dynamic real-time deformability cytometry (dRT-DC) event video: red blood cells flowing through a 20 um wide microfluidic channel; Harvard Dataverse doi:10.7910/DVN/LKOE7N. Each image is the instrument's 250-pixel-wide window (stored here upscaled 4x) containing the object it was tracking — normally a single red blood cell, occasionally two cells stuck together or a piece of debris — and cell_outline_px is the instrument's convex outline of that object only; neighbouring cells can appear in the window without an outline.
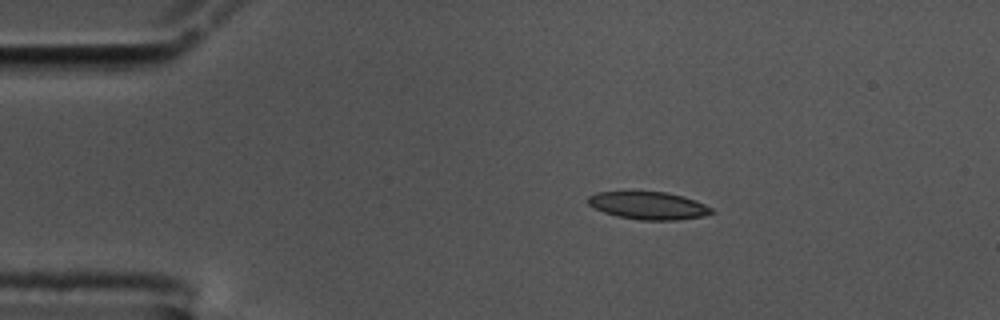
{"species": "common noctule bat (a hibernating species)", "species_latin": "Nyctalus noctula", "temperature_condition": "cold", "stored_images_in_passage": 47, "camera_frame_rate_fps": 3000, "um_per_image_px": 0.085, "animal": {"sex": "male", "body_mass_g": 17.5, "forearm_length_mm": 52.3}, "frame": {"image": 1, "passage_image": 1, "time_ms": 0.0, "image_size_px": [1000, 320], "cell_outline_px": [[716, 212], [704, 216], [676, 220], [640, 220], [616, 216], [604, 212], [588, 204], [588, 196], [596, 192], [668, 192], [696, 200], [712, 208]], "centroid_in_image_um": [55.15, 17.48], "position_along_channel_um": 29.9, "area_um2": 19.88}}
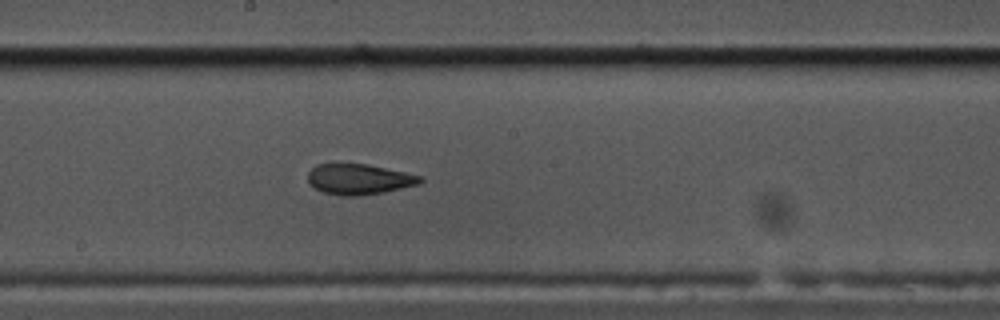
{"frame": {"image": 2, "passage_image": 21, "time_ms": 6.667, "image_size_px": [1000, 320], "cell_outline_px": [[424, 180], [420, 184], [384, 192], [356, 196], [340, 196], [324, 192], [308, 184], [308, 172], [316, 164], [368, 164], [424, 176]], "centroid_in_image_um": [30.54, 15.23], "position_along_channel_um": 217.7, "area_um2": 20.11}}
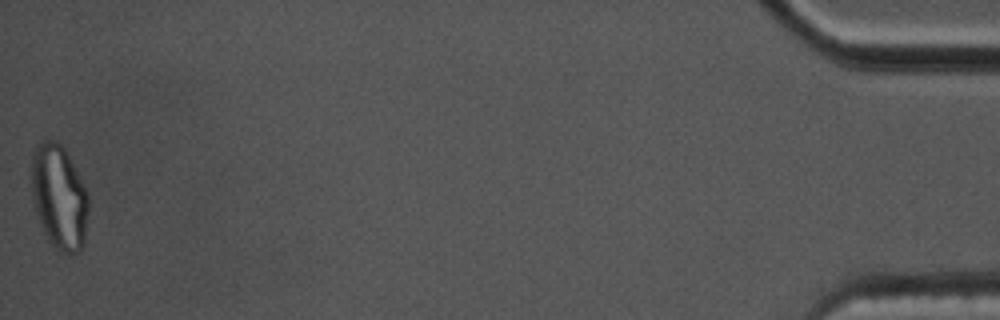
{"frame": {"image": 3, "passage_image": 47, "time_ms": 15.333, "image_size_px": [1000, 320], "cell_outline_px": [[88, 212], [84, 244], [80, 252], [72, 256], [56, 248], [48, 240], [40, 224], [32, 200], [32, 152], [36, 144], [44, 140], [56, 140], [64, 148], [84, 184], [88, 192]], "centroid_in_image_um": [5.03, 16.76], "position_along_channel_um": 430.2, "area_um2": 34.97}, "authors_computed_cell_mechanics": {"area_um2": 20.808, "velocity_mm_per_s": 3.5713, "shape_relaxation_time_tau1_ms": null, "shape_relaxation_time_tau2_ms": 2.2634, "deformation_change_tau1": null, "deformation_change_tau2": 0.0878}}